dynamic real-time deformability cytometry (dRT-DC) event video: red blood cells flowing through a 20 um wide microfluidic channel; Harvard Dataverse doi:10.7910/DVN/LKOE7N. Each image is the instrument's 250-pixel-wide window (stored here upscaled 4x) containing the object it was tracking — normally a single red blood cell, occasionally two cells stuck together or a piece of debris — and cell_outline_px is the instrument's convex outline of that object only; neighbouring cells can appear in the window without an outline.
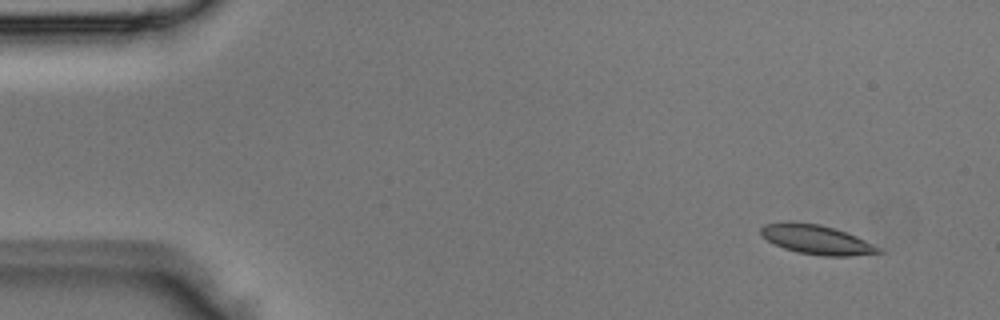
{"species": "Egyptian fruit bat (a non-hibernating species)", "species_latin": "Rousettus aegyptiacus", "temperature_condition": "room temperature", "stored_images_in_passage": 5, "camera_frame_rate_fps": 3000, "um_per_image_px": 0.085, "animal": {"sex": "male"}, "frame": {"image": 1, "passage_image": 1, "time_ms": 0.0, "image_size_px": [1000, 320], "cell_outline_px": [[884, 252], [848, 256], [824, 256], [796, 252], [784, 248], [768, 240], [760, 232], [760, 228], [764, 224], [788, 220], [820, 224], [856, 236], [880, 248]], "centroid_in_image_um": [69.36, 20.35], "position_along_channel_um": 15.6, "area_um2": 20.0}}